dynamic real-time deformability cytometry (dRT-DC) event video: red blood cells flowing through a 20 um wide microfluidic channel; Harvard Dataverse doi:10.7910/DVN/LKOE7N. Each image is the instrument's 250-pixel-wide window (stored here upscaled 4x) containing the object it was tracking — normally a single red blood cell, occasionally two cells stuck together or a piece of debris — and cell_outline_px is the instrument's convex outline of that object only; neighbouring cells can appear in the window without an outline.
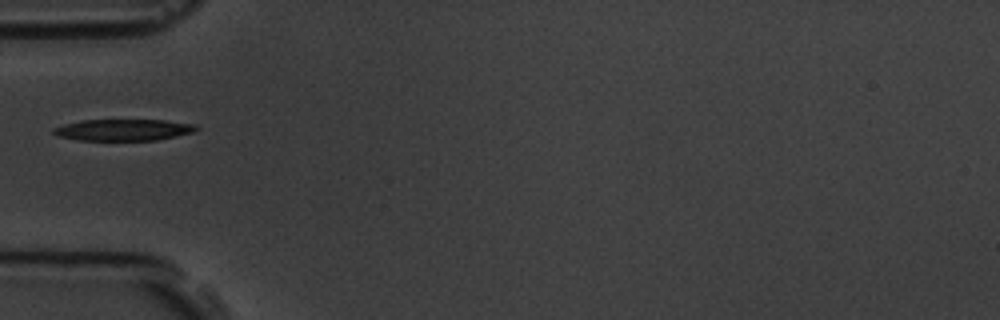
{"species": "common noctule bat (a hibernating species)", "species_latin": "Nyctalus noctula", "temperature_condition": "room temperature", "stored_images_in_passage": 3, "camera_frame_rate_fps": 3000, "um_per_image_px": 0.085, "animal": {"sex": "male", "body_mass_g": 19.5, "forearm_length_mm": 54.6}, "frame": {"image": 1, "passage_image": 1, "time_ms": 0.0, "image_size_px": [1000, 320], "cell_outline_px": [[200, 128], [196, 132], [156, 140], [80, 140], [60, 136], [52, 132], [52, 128], [64, 124], [80, 120], [164, 120], [196, 124]], "centroid_in_image_um": [10.54, 11.03], "position_along_channel_um": 74.5, "area_um2": 17.92}}
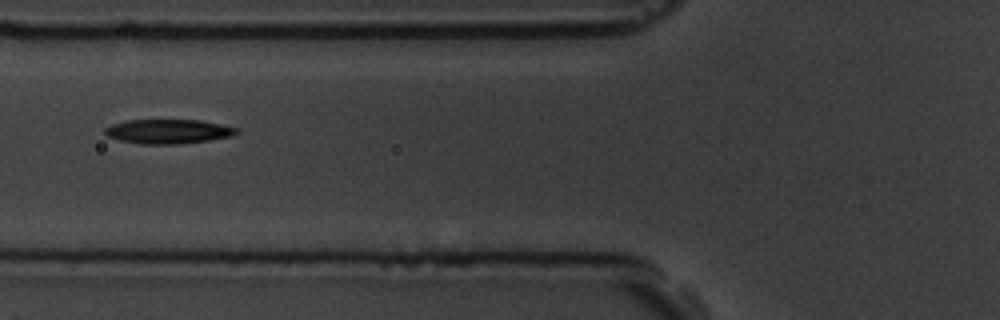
{"frame": {"image": 2, "passage_image": 2, "time_ms": 1.0, "image_size_px": [1000, 320], "cell_outline_px": [[240, 132], [232, 136], [208, 140], [180, 144], [140, 144], [120, 140], [108, 136], [104, 132], [104, 128], [112, 124], [128, 120], [200, 120], [240, 128]], "centroid_in_image_um": [14.33, 11.17], "position_along_channel_um": 111.5, "area_um2": 18.73}}
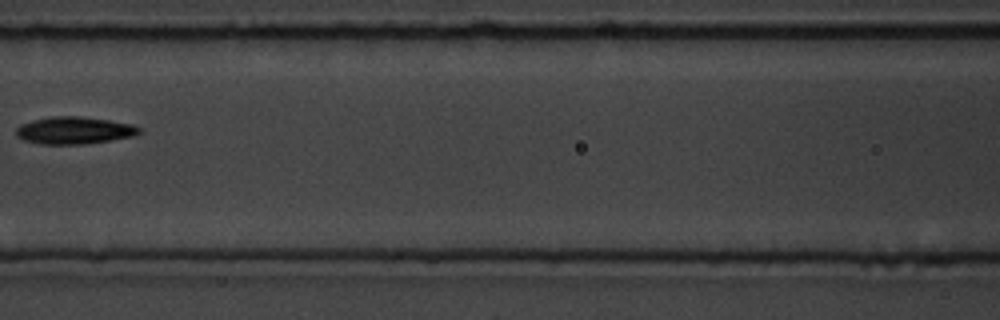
{"frame": {"image": 3, "passage_image": 3, "time_ms": 2.333, "image_size_px": [1000, 320], "cell_outline_px": [[140, 132], [132, 136], [112, 140], [84, 144], [40, 144], [24, 140], [16, 136], [16, 128], [20, 124], [32, 120], [52, 116], [80, 116], [108, 120], [132, 124], [140, 128]], "centroid_in_image_um": [6.27, 11.08], "position_along_channel_um": 160.3, "area_um2": 19.54}}